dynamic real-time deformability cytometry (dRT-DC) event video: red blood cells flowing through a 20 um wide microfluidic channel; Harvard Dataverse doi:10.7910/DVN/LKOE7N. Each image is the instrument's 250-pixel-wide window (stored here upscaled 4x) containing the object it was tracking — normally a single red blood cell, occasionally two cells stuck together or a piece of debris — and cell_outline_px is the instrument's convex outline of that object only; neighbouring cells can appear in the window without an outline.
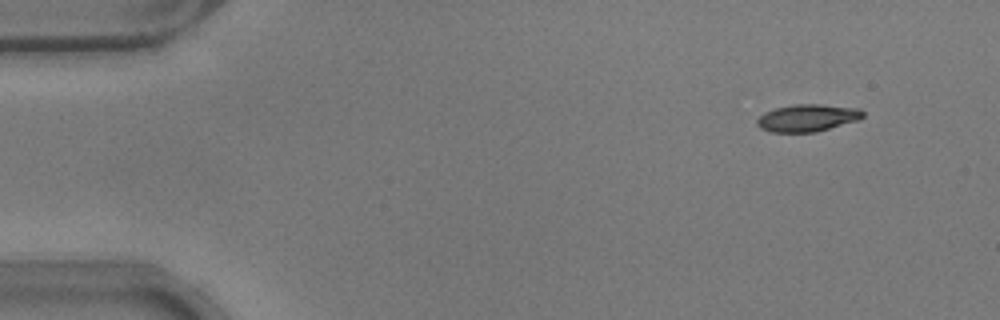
{"species": "common noctule bat (a hibernating species)", "species_latin": "Nyctalus noctula", "temperature_condition": "warm", "stored_images_in_passage": 49, "camera_frame_rate_fps": 3000, "um_per_image_px": 0.085, "animal": {"sex": "male", "body_mass_g": 17.9}, "frame": {"image": 1, "passage_image": 1, "time_ms": 0.0, "image_size_px": [1000, 320], "cell_outline_px": [[864, 116], [856, 120], [816, 132], [772, 132], [760, 128], [756, 124], [756, 120], [764, 112], [776, 108], [792, 104], [820, 104], [860, 108], [864, 112]], "centroid_in_image_um": [68.61, 10.01], "position_along_channel_um": 16.4, "area_um2": 16.76}}
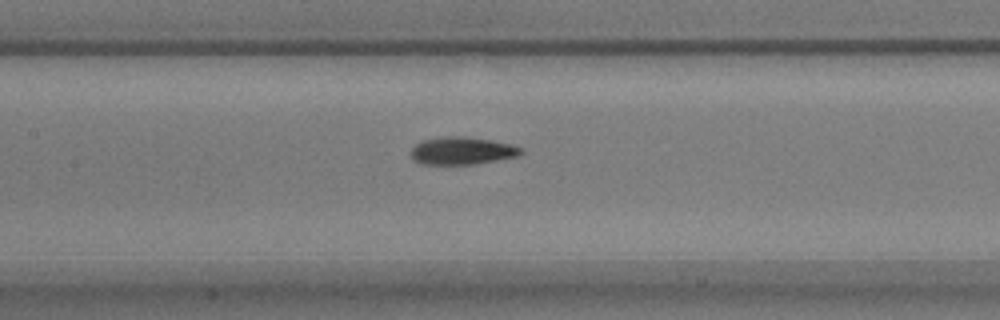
{"frame": {"image": 2, "passage_image": 21, "time_ms": 6.667, "image_size_px": [1000, 320], "cell_outline_px": [[524, 152], [520, 156], [476, 164], [420, 164], [412, 160], [412, 148], [416, 144], [424, 140], [448, 136], [464, 136], [492, 140], [512, 144], [524, 148]], "centroid_in_image_um": [39.34, 12.82], "position_along_channel_um": 168.1, "area_um2": 17.86}}
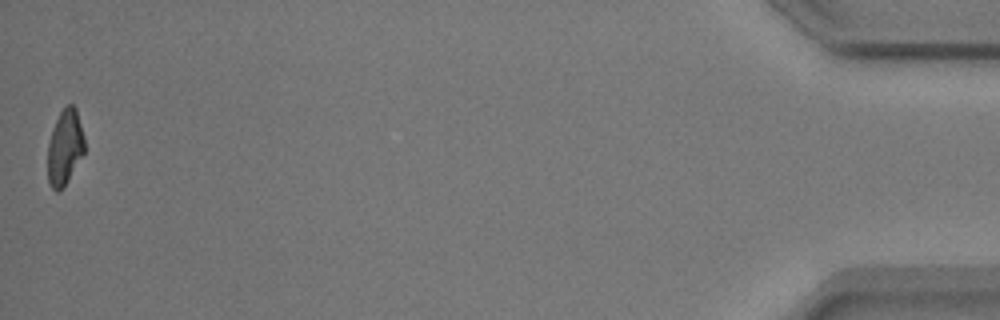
{"frame": {"image": 3, "passage_image": 49, "time_ms": 16.0, "image_size_px": [1000, 320], "cell_outline_px": [[84, 152], [64, 188], [56, 192], [52, 188], [48, 180], [48, 144], [52, 128], [60, 112], [68, 104], [72, 104], [76, 108], [84, 136]], "centroid_in_image_um": [5.51, 12.53], "position_along_channel_um": 429.7, "area_um2": 16.13}, "authors_computed_cell_mechanics": {"area_um2": 17.34, "velocity_mm_per_s": 3.8063, "shape_relaxation_time_tau1_ms": 2.943, "shape_relaxation_time_tau2_ms": 2.683, "deformation_change_tau1": 0.1464, "deformation_change_tau2": 0.0952}}